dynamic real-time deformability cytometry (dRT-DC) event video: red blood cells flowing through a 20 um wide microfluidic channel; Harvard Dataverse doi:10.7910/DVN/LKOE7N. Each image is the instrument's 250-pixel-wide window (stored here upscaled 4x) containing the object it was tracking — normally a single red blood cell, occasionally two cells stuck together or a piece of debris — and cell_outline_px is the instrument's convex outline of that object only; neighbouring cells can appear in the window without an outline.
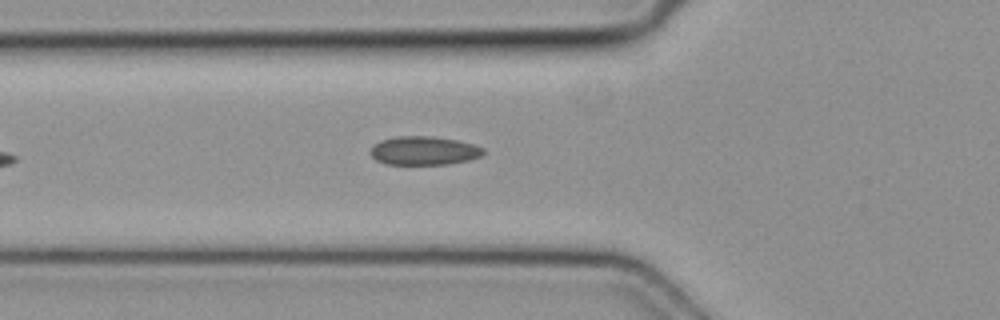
{"species": "common noctule bat (a hibernating species)", "species_latin": "Nyctalus noctula", "temperature_condition": "cold", "stored_images_in_passage": 2, "camera_frame_rate_fps": 3000, "um_per_image_px": 0.085, "animal": {"sex": "female", "body_mass_g": 19.3, "forearm_length_mm": 54.1}, "frame": {"image": 1, "passage_image": 2, "time_ms": 0.333, "image_size_px": [1000, 320], "cell_outline_px": [[484, 152], [480, 156], [468, 160], [448, 164], [384, 164], [376, 160], [368, 152], [380, 140], [396, 136], [432, 136], [456, 140], [472, 144], [484, 148]], "centroid_in_image_um": [36.0, 12.8], "position_along_channel_um": 89.8, "area_um2": 18.79}}